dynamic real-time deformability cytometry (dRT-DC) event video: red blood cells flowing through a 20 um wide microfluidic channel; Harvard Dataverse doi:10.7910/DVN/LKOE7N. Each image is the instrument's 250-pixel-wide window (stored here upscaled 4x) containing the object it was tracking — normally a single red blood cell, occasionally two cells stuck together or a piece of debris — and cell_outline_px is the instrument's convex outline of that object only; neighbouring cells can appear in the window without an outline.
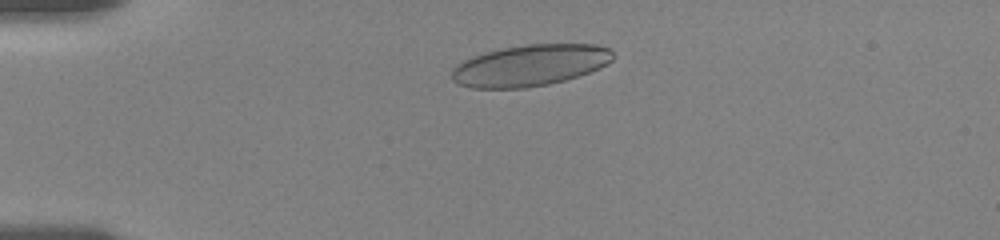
{"species": "human", "species_latin": "Homo sapiens", "temperature_condition": "room temperature", "stored_images_in_passage": 71, "camera_frame_rate_fps": 3000, "um_per_image_px": 0.085, "donor": {"sex": "female"}, "frame": {"image": 1, "passage_image": 8, "time_ms": 2.333, "image_size_px": [1000, 240], "cell_outline_px": [[616, 56], [608, 64], [600, 68], [564, 80], [548, 84], [524, 88], [472, 88], [460, 84], [452, 80], [452, 68], [456, 64], [472, 56], [500, 48], [528, 44], [596, 44], [608, 48]], "centroid_in_image_um": [45.05, 5.55], "position_along_channel_um": 39.9, "area_um2": 38.9}}
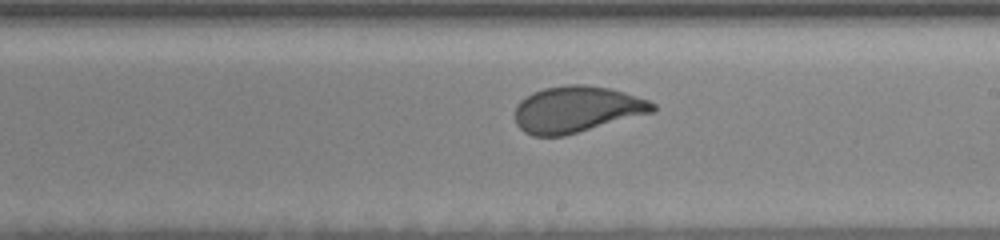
{"frame": {"image": 2, "passage_image": 29, "time_ms": 9.0, "image_size_px": [1000, 240], "cell_outline_px": [[656, 108], [652, 112], [564, 136], [532, 136], [524, 132], [516, 124], [516, 104], [520, 100], [532, 92], [544, 88], [568, 84], [584, 84], [608, 88], [624, 92], [648, 100], [656, 104]], "centroid_in_image_um": [48.99, 9.29], "position_along_channel_um": 240.0, "area_um2": 37.05}}
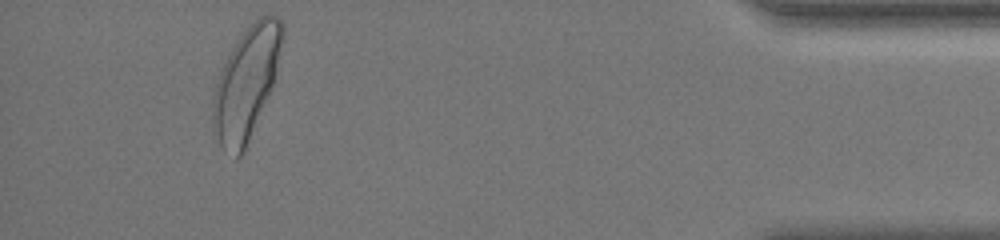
{"frame": {"image": 3, "passage_image": 61, "time_ms": 15.333, "image_size_px": [1000, 240], "cell_outline_px": [[284, 40], [272, 84], [244, 152], [236, 160], [212, 136], [212, 100], [216, 80], [232, 48], [240, 36], [260, 16], [276, 16], [284, 24]], "centroid_in_image_um": [20.9, 7.1], "position_along_channel_um": 414.3, "area_um2": 44.74}, "authors_computed_cell_mechanics": {"area_um2": 39.1884, "velocity_mm_per_s": 3.58, "shape_relaxation_time_tau1_ms": 4.1888, "shape_relaxation_time_tau2_ms": null, "deformation_change_tau1": 0.1715, "deformation_change_tau2": null}}